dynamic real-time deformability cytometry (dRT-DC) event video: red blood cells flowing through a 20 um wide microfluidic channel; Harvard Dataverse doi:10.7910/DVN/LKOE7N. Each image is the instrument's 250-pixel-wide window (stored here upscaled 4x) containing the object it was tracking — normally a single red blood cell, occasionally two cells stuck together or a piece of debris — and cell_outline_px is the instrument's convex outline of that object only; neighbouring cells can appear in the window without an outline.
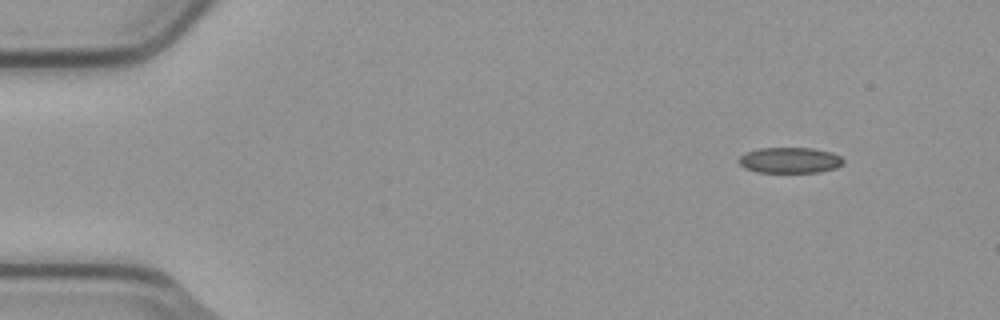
{"species": "common noctule bat (a hibernating species)", "species_latin": "Nyctalus noctula", "temperature_condition": "cold", "stored_images_in_passage": 5, "camera_frame_rate_fps": 3000, "um_per_image_px": 0.085, "animal": {"sex": "male", "body_mass_g": 23.1, "forearm_length_mm": 52.7}, "frame": {"image": 1, "passage_image": 5, "time_ms": 1.333, "image_size_px": [1000, 320], "cell_outline_px": [[844, 164], [836, 168], [816, 172], [756, 172], [744, 168], [736, 160], [744, 152], [760, 148], [812, 148], [832, 152], [840, 156], [844, 160]], "centroid_in_image_um": [67.11, 13.61], "position_along_channel_um": 17.9, "area_um2": 15.84}}